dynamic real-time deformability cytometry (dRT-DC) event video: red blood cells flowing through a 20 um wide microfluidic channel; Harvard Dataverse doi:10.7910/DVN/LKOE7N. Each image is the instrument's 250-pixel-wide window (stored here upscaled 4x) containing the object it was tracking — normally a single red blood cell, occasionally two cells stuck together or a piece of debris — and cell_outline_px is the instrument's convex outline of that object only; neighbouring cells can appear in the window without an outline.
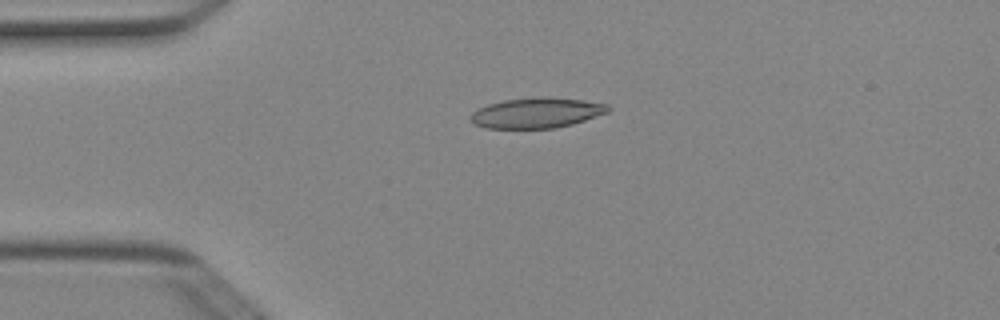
{"species": "Egyptian fruit bat (a non-hibernating species)", "species_latin": "Rousettus aegyptiacus", "temperature_condition": "cold", "stored_images_in_passage": 4, "camera_frame_rate_fps": 3000, "um_per_image_px": 0.085, "animal": {"sex": "female"}, "frame": {"image": 1, "passage_image": 3, "time_ms": 0.667, "image_size_px": [1000, 320], "cell_outline_px": [[612, 108], [608, 112], [572, 124], [556, 128], [484, 128], [476, 124], [468, 116], [472, 112], [488, 104], [504, 100], [540, 96], [544, 96], [580, 100], [608, 104]], "centroid_in_image_um": [45.62, 9.59], "position_along_channel_um": 39.4, "area_um2": 24.22}}